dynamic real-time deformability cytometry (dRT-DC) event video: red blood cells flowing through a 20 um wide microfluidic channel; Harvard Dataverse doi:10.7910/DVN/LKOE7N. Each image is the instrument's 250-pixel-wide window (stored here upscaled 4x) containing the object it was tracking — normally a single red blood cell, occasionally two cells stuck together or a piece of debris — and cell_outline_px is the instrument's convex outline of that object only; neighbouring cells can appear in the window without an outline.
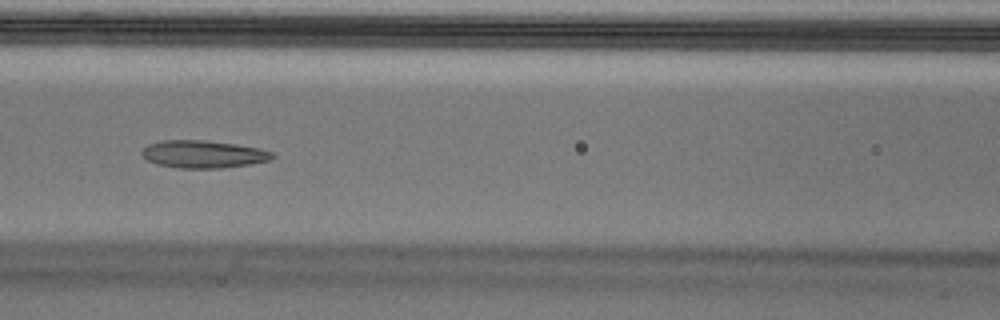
{"species": "Egyptian fruit bat (a non-hibernating species)", "species_latin": "Rousettus aegyptiacus", "temperature_condition": "cold", "stored_images_in_passage": 53, "camera_frame_rate_fps": 3000, "um_per_image_px": 0.085, "animal": {"sex": "male"}, "frame": {"image": 1, "passage_image": 23, "time_ms": 7.333, "image_size_px": [1000, 320], "cell_outline_px": [[276, 156], [272, 160], [252, 164], [220, 168], [180, 168], [156, 164], [148, 160], [140, 152], [148, 144], [164, 140], [204, 140], [236, 144], [260, 148], [272, 152]], "centroid_in_image_um": [17.32, 13.1], "position_along_channel_um": 149.3, "area_um2": 21.04}}
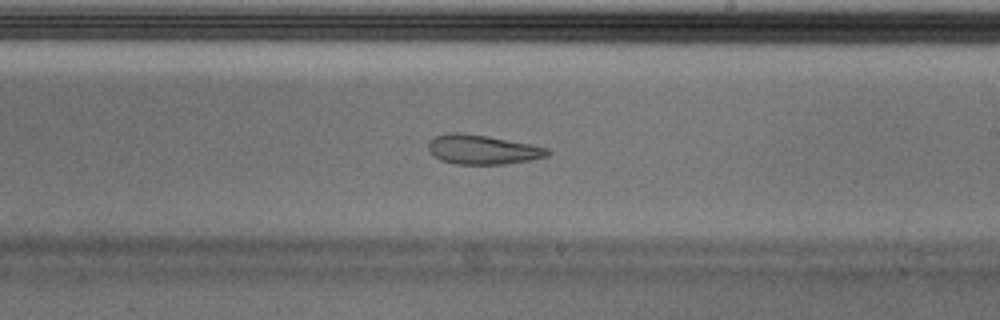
{"frame": {"image": 2, "passage_image": 31, "time_ms": 10.0, "image_size_px": [1000, 320], "cell_outline_px": [[552, 152], [548, 156], [532, 160], [504, 164], [456, 164], [440, 160], [432, 156], [428, 152], [428, 140], [436, 136], [448, 132], [460, 132], [488, 136], [532, 144], [548, 148]], "centroid_in_image_um": [41.0, 12.71], "position_along_channel_um": 248.0, "area_um2": 20.81}, "authors_computed_cell_mechanics": {"area_um2": 22.3686, "velocity_mm_per_s": 3.7101, "shape_relaxation_time_tau1_ms": null, "shape_relaxation_time_tau2_ms": 2.3382, "deformation_change_tau1": null, "deformation_change_tau2": 0.091}}